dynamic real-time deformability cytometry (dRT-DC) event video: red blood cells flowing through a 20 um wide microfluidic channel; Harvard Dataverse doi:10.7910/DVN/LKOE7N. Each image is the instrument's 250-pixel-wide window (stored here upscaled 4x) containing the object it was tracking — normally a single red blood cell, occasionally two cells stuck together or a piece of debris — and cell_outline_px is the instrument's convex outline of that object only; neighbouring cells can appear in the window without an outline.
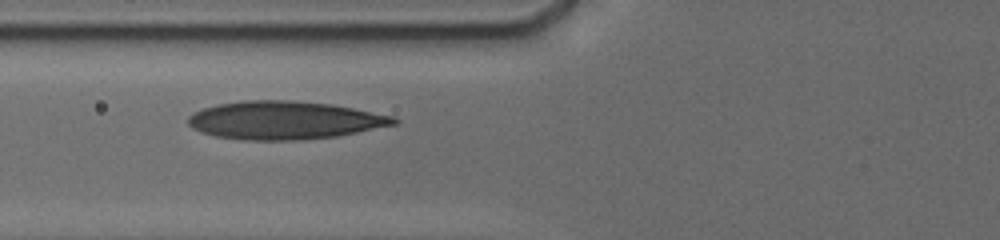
{"species": "human", "species_latin": "Homo sapiens", "temperature_condition": "cold", "stored_images_in_passage": 17, "camera_frame_rate_fps": 3000, "um_per_image_px": 0.085, "donor": {"sex": "male"}, "frame": {"image": 1, "passage_image": 8, "time_ms": 4.333, "image_size_px": [1000, 240], "cell_outline_px": [[400, 120], [396, 124], [336, 136], [292, 140], [248, 140], [216, 136], [192, 128], [188, 124], [188, 116], [192, 112], [204, 108], [220, 104], [244, 100], [292, 100], [332, 104], [396, 116]], "centroid_in_image_um": [24.2, 10.21], "position_along_channel_um": 101.6, "area_um2": 45.49}}
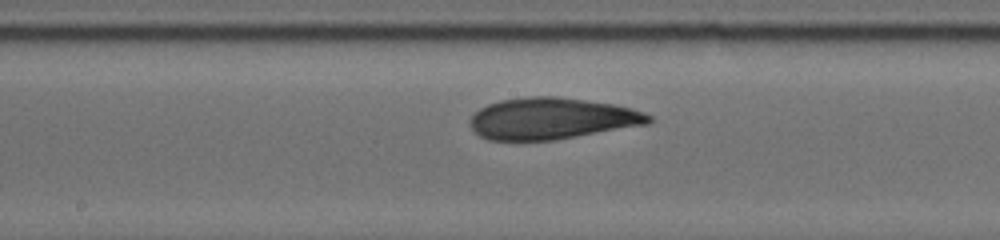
{"frame": {"image": 2, "passage_image": 11, "time_ms": 7.0, "image_size_px": [1000, 240], "cell_outline_px": [[652, 120], [648, 124], [552, 140], [488, 140], [480, 136], [472, 128], [472, 116], [480, 108], [488, 104], [500, 100], [532, 96], [556, 96], [612, 104], [632, 108], [644, 112], [652, 116]], "centroid_in_image_um": [46.91, 10.07], "position_along_channel_um": 201.3, "area_um2": 42.77}}
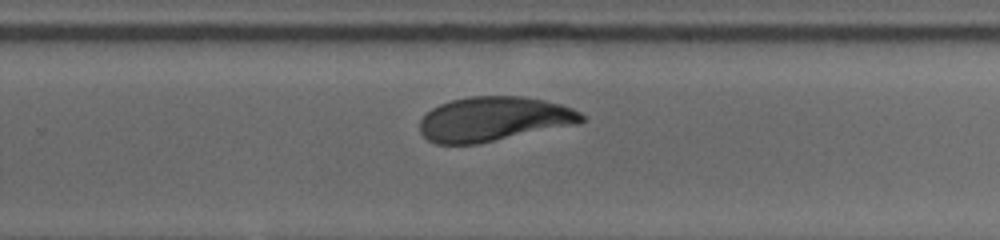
{"frame": {"image": 3, "passage_image": 16, "time_ms": 9.333, "image_size_px": [1000, 240], "cell_outline_px": [[584, 120], [580, 124], [476, 144], [436, 144], [428, 140], [420, 132], [420, 120], [432, 108], [440, 104], [452, 100], [468, 96], [520, 96], [544, 100], [560, 104], [572, 108], [580, 112], [584, 116]], "centroid_in_image_um": [41.98, 10.12], "position_along_channel_um": 287.8, "area_um2": 42.02}}